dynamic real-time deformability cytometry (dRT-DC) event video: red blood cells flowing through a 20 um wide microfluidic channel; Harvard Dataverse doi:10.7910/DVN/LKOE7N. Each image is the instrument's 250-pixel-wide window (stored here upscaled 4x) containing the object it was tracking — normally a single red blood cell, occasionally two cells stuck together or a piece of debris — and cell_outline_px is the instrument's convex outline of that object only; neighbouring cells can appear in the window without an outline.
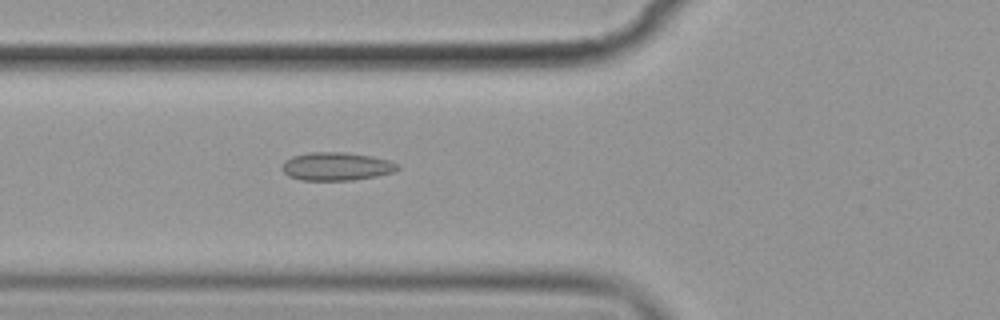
{"species": "common noctule bat (a hibernating species)", "species_latin": "Nyctalus noctula", "temperature_condition": "cold", "stored_images_in_passage": 6, "camera_frame_rate_fps": 3000, "um_per_image_px": 0.085, "animal": {"sex": "female", "body_mass_g": 19.9}, "frame": {"image": 1, "passage_image": 6, "time_ms": 5.667, "image_size_px": [1000, 320], "cell_outline_px": [[400, 168], [392, 172], [376, 176], [352, 180], [300, 180], [288, 176], [280, 168], [280, 164], [284, 160], [292, 156], [308, 152], [344, 152], [372, 156], [388, 160], [396, 164]], "centroid_in_image_um": [28.52, 14.14], "position_along_channel_um": 97.3, "area_um2": 19.07}}